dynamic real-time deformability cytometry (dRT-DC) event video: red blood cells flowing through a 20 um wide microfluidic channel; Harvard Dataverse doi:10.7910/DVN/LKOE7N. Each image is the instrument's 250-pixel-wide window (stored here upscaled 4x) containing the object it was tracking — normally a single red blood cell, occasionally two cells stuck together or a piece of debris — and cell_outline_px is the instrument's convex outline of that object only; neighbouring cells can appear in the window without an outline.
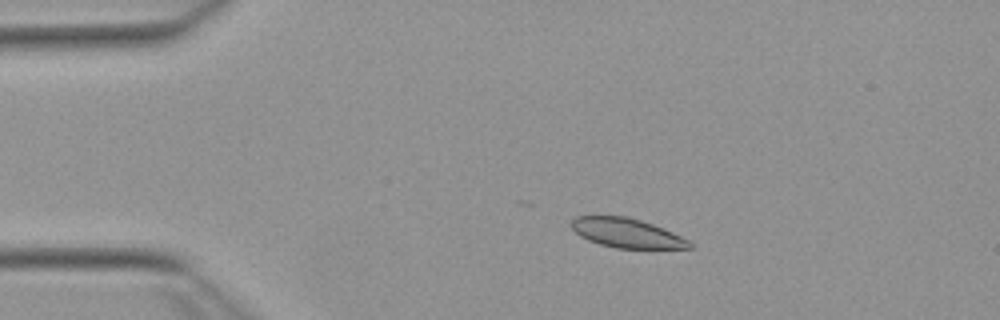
{"species": "Egyptian fruit bat (a non-hibernating species)", "species_latin": "Rousettus aegyptiacus", "temperature_condition": "warm", "stored_images_in_passage": 11, "camera_frame_rate_fps": 3000, "um_per_image_px": 0.085, "animal": {"sex": "female"}, "frame": {"image": 1, "passage_image": 7, "time_ms": 2.0, "image_size_px": [1000, 320], "cell_outline_px": [[692, 248], [616, 248], [600, 244], [588, 240], [580, 236], [572, 228], [572, 220], [576, 216], [628, 216], [652, 224], [672, 232], [688, 240], [692, 244]], "centroid_in_image_um": [53.26, 19.8], "position_along_channel_um": 31.7, "area_um2": 19.94}}